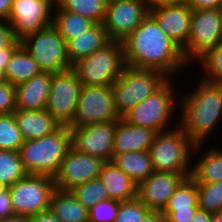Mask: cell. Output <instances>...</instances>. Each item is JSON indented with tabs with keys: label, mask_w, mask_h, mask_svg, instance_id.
I'll list each match as a JSON object with an SVG mask.
<instances>
[{
	"label": "cell",
	"mask_w": 222,
	"mask_h": 222,
	"mask_svg": "<svg viewBox=\"0 0 222 222\" xmlns=\"http://www.w3.org/2000/svg\"><path fill=\"white\" fill-rule=\"evenodd\" d=\"M166 222H191L196 211H161Z\"/></svg>",
	"instance_id": "41"
},
{
	"label": "cell",
	"mask_w": 222,
	"mask_h": 222,
	"mask_svg": "<svg viewBox=\"0 0 222 222\" xmlns=\"http://www.w3.org/2000/svg\"><path fill=\"white\" fill-rule=\"evenodd\" d=\"M195 143L176 124L175 128L156 133L150 146L152 167L156 172H171L191 176Z\"/></svg>",
	"instance_id": "4"
},
{
	"label": "cell",
	"mask_w": 222,
	"mask_h": 222,
	"mask_svg": "<svg viewBox=\"0 0 222 222\" xmlns=\"http://www.w3.org/2000/svg\"><path fill=\"white\" fill-rule=\"evenodd\" d=\"M212 222H222V211L212 213Z\"/></svg>",
	"instance_id": "50"
},
{
	"label": "cell",
	"mask_w": 222,
	"mask_h": 222,
	"mask_svg": "<svg viewBox=\"0 0 222 222\" xmlns=\"http://www.w3.org/2000/svg\"><path fill=\"white\" fill-rule=\"evenodd\" d=\"M70 147V127L60 126L42 138L24 141L19 153L28 174L54 178Z\"/></svg>",
	"instance_id": "3"
},
{
	"label": "cell",
	"mask_w": 222,
	"mask_h": 222,
	"mask_svg": "<svg viewBox=\"0 0 222 222\" xmlns=\"http://www.w3.org/2000/svg\"><path fill=\"white\" fill-rule=\"evenodd\" d=\"M142 222H166V217L161 211L150 210L143 218Z\"/></svg>",
	"instance_id": "45"
},
{
	"label": "cell",
	"mask_w": 222,
	"mask_h": 222,
	"mask_svg": "<svg viewBox=\"0 0 222 222\" xmlns=\"http://www.w3.org/2000/svg\"><path fill=\"white\" fill-rule=\"evenodd\" d=\"M222 41V12L220 8L192 10L190 35L182 50L191 66L205 52ZM192 63V64H191Z\"/></svg>",
	"instance_id": "10"
},
{
	"label": "cell",
	"mask_w": 222,
	"mask_h": 222,
	"mask_svg": "<svg viewBox=\"0 0 222 222\" xmlns=\"http://www.w3.org/2000/svg\"><path fill=\"white\" fill-rule=\"evenodd\" d=\"M50 211L60 222H88L89 211L70 191L56 189L51 197Z\"/></svg>",
	"instance_id": "25"
},
{
	"label": "cell",
	"mask_w": 222,
	"mask_h": 222,
	"mask_svg": "<svg viewBox=\"0 0 222 222\" xmlns=\"http://www.w3.org/2000/svg\"><path fill=\"white\" fill-rule=\"evenodd\" d=\"M102 23H95L90 29L67 42V54L73 65L80 59L90 56L110 42Z\"/></svg>",
	"instance_id": "24"
},
{
	"label": "cell",
	"mask_w": 222,
	"mask_h": 222,
	"mask_svg": "<svg viewBox=\"0 0 222 222\" xmlns=\"http://www.w3.org/2000/svg\"><path fill=\"white\" fill-rule=\"evenodd\" d=\"M121 42L126 66L157 70L169 78L179 76L184 68L189 71L182 49L150 14Z\"/></svg>",
	"instance_id": "1"
},
{
	"label": "cell",
	"mask_w": 222,
	"mask_h": 222,
	"mask_svg": "<svg viewBox=\"0 0 222 222\" xmlns=\"http://www.w3.org/2000/svg\"><path fill=\"white\" fill-rule=\"evenodd\" d=\"M71 146L79 152L111 161L116 121L71 127Z\"/></svg>",
	"instance_id": "15"
},
{
	"label": "cell",
	"mask_w": 222,
	"mask_h": 222,
	"mask_svg": "<svg viewBox=\"0 0 222 222\" xmlns=\"http://www.w3.org/2000/svg\"><path fill=\"white\" fill-rule=\"evenodd\" d=\"M150 210L136 197L120 202L114 222H142Z\"/></svg>",
	"instance_id": "36"
},
{
	"label": "cell",
	"mask_w": 222,
	"mask_h": 222,
	"mask_svg": "<svg viewBox=\"0 0 222 222\" xmlns=\"http://www.w3.org/2000/svg\"><path fill=\"white\" fill-rule=\"evenodd\" d=\"M52 73L41 72L16 85V108L22 110H45L51 87Z\"/></svg>",
	"instance_id": "19"
},
{
	"label": "cell",
	"mask_w": 222,
	"mask_h": 222,
	"mask_svg": "<svg viewBox=\"0 0 222 222\" xmlns=\"http://www.w3.org/2000/svg\"><path fill=\"white\" fill-rule=\"evenodd\" d=\"M168 79L169 77L157 70L125 66L119 78L111 85L116 112L122 117Z\"/></svg>",
	"instance_id": "6"
},
{
	"label": "cell",
	"mask_w": 222,
	"mask_h": 222,
	"mask_svg": "<svg viewBox=\"0 0 222 222\" xmlns=\"http://www.w3.org/2000/svg\"><path fill=\"white\" fill-rule=\"evenodd\" d=\"M119 205L120 201L109 198L98 202L88 209V222H114Z\"/></svg>",
	"instance_id": "37"
},
{
	"label": "cell",
	"mask_w": 222,
	"mask_h": 222,
	"mask_svg": "<svg viewBox=\"0 0 222 222\" xmlns=\"http://www.w3.org/2000/svg\"><path fill=\"white\" fill-rule=\"evenodd\" d=\"M111 86H82L71 127L118 121Z\"/></svg>",
	"instance_id": "12"
},
{
	"label": "cell",
	"mask_w": 222,
	"mask_h": 222,
	"mask_svg": "<svg viewBox=\"0 0 222 222\" xmlns=\"http://www.w3.org/2000/svg\"><path fill=\"white\" fill-rule=\"evenodd\" d=\"M98 178L105 186L109 199L123 202L137 197V184L111 161L103 164Z\"/></svg>",
	"instance_id": "23"
},
{
	"label": "cell",
	"mask_w": 222,
	"mask_h": 222,
	"mask_svg": "<svg viewBox=\"0 0 222 222\" xmlns=\"http://www.w3.org/2000/svg\"><path fill=\"white\" fill-rule=\"evenodd\" d=\"M199 209L210 213L222 211V180L214 183H197Z\"/></svg>",
	"instance_id": "34"
},
{
	"label": "cell",
	"mask_w": 222,
	"mask_h": 222,
	"mask_svg": "<svg viewBox=\"0 0 222 222\" xmlns=\"http://www.w3.org/2000/svg\"><path fill=\"white\" fill-rule=\"evenodd\" d=\"M27 174L18 151L0 150L1 182L10 187Z\"/></svg>",
	"instance_id": "32"
},
{
	"label": "cell",
	"mask_w": 222,
	"mask_h": 222,
	"mask_svg": "<svg viewBox=\"0 0 222 222\" xmlns=\"http://www.w3.org/2000/svg\"><path fill=\"white\" fill-rule=\"evenodd\" d=\"M149 14L182 50L186 47L190 35L192 9L185 2L150 6Z\"/></svg>",
	"instance_id": "17"
},
{
	"label": "cell",
	"mask_w": 222,
	"mask_h": 222,
	"mask_svg": "<svg viewBox=\"0 0 222 222\" xmlns=\"http://www.w3.org/2000/svg\"><path fill=\"white\" fill-rule=\"evenodd\" d=\"M37 62L32 58L22 44L14 51L4 71L6 81L18 85L40 74Z\"/></svg>",
	"instance_id": "27"
},
{
	"label": "cell",
	"mask_w": 222,
	"mask_h": 222,
	"mask_svg": "<svg viewBox=\"0 0 222 222\" xmlns=\"http://www.w3.org/2000/svg\"><path fill=\"white\" fill-rule=\"evenodd\" d=\"M174 79L169 78L158 90L130 109L122 118L132 125L148 127L157 133L175 128L171 126L176 124L172 120L176 115V106H179L177 101L179 102L180 94H176Z\"/></svg>",
	"instance_id": "5"
},
{
	"label": "cell",
	"mask_w": 222,
	"mask_h": 222,
	"mask_svg": "<svg viewBox=\"0 0 222 222\" xmlns=\"http://www.w3.org/2000/svg\"><path fill=\"white\" fill-rule=\"evenodd\" d=\"M121 41L111 40L103 48L73 64L83 86H111L125 67Z\"/></svg>",
	"instance_id": "7"
},
{
	"label": "cell",
	"mask_w": 222,
	"mask_h": 222,
	"mask_svg": "<svg viewBox=\"0 0 222 222\" xmlns=\"http://www.w3.org/2000/svg\"><path fill=\"white\" fill-rule=\"evenodd\" d=\"M193 90L179 96V126L195 144H204L222 120V84L200 79ZM217 127V128H216ZM209 136V137H208ZM204 142V143H203Z\"/></svg>",
	"instance_id": "2"
},
{
	"label": "cell",
	"mask_w": 222,
	"mask_h": 222,
	"mask_svg": "<svg viewBox=\"0 0 222 222\" xmlns=\"http://www.w3.org/2000/svg\"><path fill=\"white\" fill-rule=\"evenodd\" d=\"M197 183L191 178H185L169 198L162 211H197Z\"/></svg>",
	"instance_id": "29"
},
{
	"label": "cell",
	"mask_w": 222,
	"mask_h": 222,
	"mask_svg": "<svg viewBox=\"0 0 222 222\" xmlns=\"http://www.w3.org/2000/svg\"><path fill=\"white\" fill-rule=\"evenodd\" d=\"M21 40H18L10 23L7 20L0 19V49L7 47H19Z\"/></svg>",
	"instance_id": "39"
},
{
	"label": "cell",
	"mask_w": 222,
	"mask_h": 222,
	"mask_svg": "<svg viewBox=\"0 0 222 222\" xmlns=\"http://www.w3.org/2000/svg\"><path fill=\"white\" fill-rule=\"evenodd\" d=\"M118 1H125V0H105L107 5L113 2H118Z\"/></svg>",
	"instance_id": "52"
},
{
	"label": "cell",
	"mask_w": 222,
	"mask_h": 222,
	"mask_svg": "<svg viewBox=\"0 0 222 222\" xmlns=\"http://www.w3.org/2000/svg\"><path fill=\"white\" fill-rule=\"evenodd\" d=\"M17 48L18 47H7L4 49H0V83L6 82L4 71L14 51Z\"/></svg>",
	"instance_id": "42"
},
{
	"label": "cell",
	"mask_w": 222,
	"mask_h": 222,
	"mask_svg": "<svg viewBox=\"0 0 222 222\" xmlns=\"http://www.w3.org/2000/svg\"><path fill=\"white\" fill-rule=\"evenodd\" d=\"M156 133L151 128L132 125L121 117L116 121L113 154L149 151Z\"/></svg>",
	"instance_id": "20"
},
{
	"label": "cell",
	"mask_w": 222,
	"mask_h": 222,
	"mask_svg": "<svg viewBox=\"0 0 222 222\" xmlns=\"http://www.w3.org/2000/svg\"><path fill=\"white\" fill-rule=\"evenodd\" d=\"M186 177L180 173L154 171L137 185V198L152 211H162Z\"/></svg>",
	"instance_id": "18"
},
{
	"label": "cell",
	"mask_w": 222,
	"mask_h": 222,
	"mask_svg": "<svg viewBox=\"0 0 222 222\" xmlns=\"http://www.w3.org/2000/svg\"><path fill=\"white\" fill-rule=\"evenodd\" d=\"M194 64H199L200 70L203 68L202 80L222 84V41L199 57L193 67Z\"/></svg>",
	"instance_id": "31"
},
{
	"label": "cell",
	"mask_w": 222,
	"mask_h": 222,
	"mask_svg": "<svg viewBox=\"0 0 222 222\" xmlns=\"http://www.w3.org/2000/svg\"><path fill=\"white\" fill-rule=\"evenodd\" d=\"M30 222H60L50 209L30 216Z\"/></svg>",
	"instance_id": "44"
},
{
	"label": "cell",
	"mask_w": 222,
	"mask_h": 222,
	"mask_svg": "<svg viewBox=\"0 0 222 222\" xmlns=\"http://www.w3.org/2000/svg\"><path fill=\"white\" fill-rule=\"evenodd\" d=\"M7 188V186L0 181V192H3L5 189Z\"/></svg>",
	"instance_id": "51"
},
{
	"label": "cell",
	"mask_w": 222,
	"mask_h": 222,
	"mask_svg": "<svg viewBox=\"0 0 222 222\" xmlns=\"http://www.w3.org/2000/svg\"><path fill=\"white\" fill-rule=\"evenodd\" d=\"M24 141L14 113L0 115V150L19 152Z\"/></svg>",
	"instance_id": "33"
},
{
	"label": "cell",
	"mask_w": 222,
	"mask_h": 222,
	"mask_svg": "<svg viewBox=\"0 0 222 222\" xmlns=\"http://www.w3.org/2000/svg\"><path fill=\"white\" fill-rule=\"evenodd\" d=\"M0 222H30V217L25 215L14 214Z\"/></svg>",
	"instance_id": "48"
},
{
	"label": "cell",
	"mask_w": 222,
	"mask_h": 222,
	"mask_svg": "<svg viewBox=\"0 0 222 222\" xmlns=\"http://www.w3.org/2000/svg\"><path fill=\"white\" fill-rule=\"evenodd\" d=\"M21 44L42 72L59 73L73 67L67 54V42L53 25L26 35Z\"/></svg>",
	"instance_id": "8"
},
{
	"label": "cell",
	"mask_w": 222,
	"mask_h": 222,
	"mask_svg": "<svg viewBox=\"0 0 222 222\" xmlns=\"http://www.w3.org/2000/svg\"><path fill=\"white\" fill-rule=\"evenodd\" d=\"M111 162L137 185L154 172L149 151L113 154Z\"/></svg>",
	"instance_id": "26"
},
{
	"label": "cell",
	"mask_w": 222,
	"mask_h": 222,
	"mask_svg": "<svg viewBox=\"0 0 222 222\" xmlns=\"http://www.w3.org/2000/svg\"><path fill=\"white\" fill-rule=\"evenodd\" d=\"M215 146V147H214ZM218 145L207 147L203 151V144H195L193 156L198 155L192 163L191 178L196 183H214L222 180V148ZM201 153V154H199ZM197 159V160H196Z\"/></svg>",
	"instance_id": "21"
},
{
	"label": "cell",
	"mask_w": 222,
	"mask_h": 222,
	"mask_svg": "<svg viewBox=\"0 0 222 222\" xmlns=\"http://www.w3.org/2000/svg\"><path fill=\"white\" fill-rule=\"evenodd\" d=\"M147 0H125L107 5L103 26L110 40H124L149 14Z\"/></svg>",
	"instance_id": "14"
},
{
	"label": "cell",
	"mask_w": 222,
	"mask_h": 222,
	"mask_svg": "<svg viewBox=\"0 0 222 222\" xmlns=\"http://www.w3.org/2000/svg\"><path fill=\"white\" fill-rule=\"evenodd\" d=\"M16 85L9 82L0 83V115L16 110Z\"/></svg>",
	"instance_id": "38"
},
{
	"label": "cell",
	"mask_w": 222,
	"mask_h": 222,
	"mask_svg": "<svg viewBox=\"0 0 222 222\" xmlns=\"http://www.w3.org/2000/svg\"><path fill=\"white\" fill-rule=\"evenodd\" d=\"M191 222H212V213L198 209Z\"/></svg>",
	"instance_id": "46"
},
{
	"label": "cell",
	"mask_w": 222,
	"mask_h": 222,
	"mask_svg": "<svg viewBox=\"0 0 222 222\" xmlns=\"http://www.w3.org/2000/svg\"><path fill=\"white\" fill-rule=\"evenodd\" d=\"M13 0H0V19L7 20Z\"/></svg>",
	"instance_id": "47"
},
{
	"label": "cell",
	"mask_w": 222,
	"mask_h": 222,
	"mask_svg": "<svg viewBox=\"0 0 222 222\" xmlns=\"http://www.w3.org/2000/svg\"><path fill=\"white\" fill-rule=\"evenodd\" d=\"M82 86L72 68L52 73L46 110L59 125L69 127L72 124Z\"/></svg>",
	"instance_id": "11"
},
{
	"label": "cell",
	"mask_w": 222,
	"mask_h": 222,
	"mask_svg": "<svg viewBox=\"0 0 222 222\" xmlns=\"http://www.w3.org/2000/svg\"><path fill=\"white\" fill-rule=\"evenodd\" d=\"M104 163L101 158L79 152L71 146L53 178L56 189L70 191L98 178Z\"/></svg>",
	"instance_id": "16"
},
{
	"label": "cell",
	"mask_w": 222,
	"mask_h": 222,
	"mask_svg": "<svg viewBox=\"0 0 222 222\" xmlns=\"http://www.w3.org/2000/svg\"><path fill=\"white\" fill-rule=\"evenodd\" d=\"M8 189L14 214L30 217L49 209L56 186L53 177L27 174Z\"/></svg>",
	"instance_id": "9"
},
{
	"label": "cell",
	"mask_w": 222,
	"mask_h": 222,
	"mask_svg": "<svg viewBox=\"0 0 222 222\" xmlns=\"http://www.w3.org/2000/svg\"><path fill=\"white\" fill-rule=\"evenodd\" d=\"M94 24L91 19L62 10L55 4L52 25L66 42L87 31Z\"/></svg>",
	"instance_id": "28"
},
{
	"label": "cell",
	"mask_w": 222,
	"mask_h": 222,
	"mask_svg": "<svg viewBox=\"0 0 222 222\" xmlns=\"http://www.w3.org/2000/svg\"><path fill=\"white\" fill-rule=\"evenodd\" d=\"M55 0H13L9 17L18 40L52 25Z\"/></svg>",
	"instance_id": "13"
},
{
	"label": "cell",
	"mask_w": 222,
	"mask_h": 222,
	"mask_svg": "<svg viewBox=\"0 0 222 222\" xmlns=\"http://www.w3.org/2000/svg\"><path fill=\"white\" fill-rule=\"evenodd\" d=\"M70 192L88 209L109 198L105 186L99 178L78 185L71 189Z\"/></svg>",
	"instance_id": "35"
},
{
	"label": "cell",
	"mask_w": 222,
	"mask_h": 222,
	"mask_svg": "<svg viewBox=\"0 0 222 222\" xmlns=\"http://www.w3.org/2000/svg\"><path fill=\"white\" fill-rule=\"evenodd\" d=\"M12 215H14V210L7 187L3 192H0V220H4Z\"/></svg>",
	"instance_id": "40"
},
{
	"label": "cell",
	"mask_w": 222,
	"mask_h": 222,
	"mask_svg": "<svg viewBox=\"0 0 222 222\" xmlns=\"http://www.w3.org/2000/svg\"><path fill=\"white\" fill-rule=\"evenodd\" d=\"M149 6L160 5V4H171V3H182L185 0H147Z\"/></svg>",
	"instance_id": "49"
},
{
	"label": "cell",
	"mask_w": 222,
	"mask_h": 222,
	"mask_svg": "<svg viewBox=\"0 0 222 222\" xmlns=\"http://www.w3.org/2000/svg\"><path fill=\"white\" fill-rule=\"evenodd\" d=\"M13 113L25 141L42 138L53 133L61 126L53 119L46 109H16Z\"/></svg>",
	"instance_id": "22"
},
{
	"label": "cell",
	"mask_w": 222,
	"mask_h": 222,
	"mask_svg": "<svg viewBox=\"0 0 222 222\" xmlns=\"http://www.w3.org/2000/svg\"><path fill=\"white\" fill-rule=\"evenodd\" d=\"M55 3L60 9L89 18L95 23H103L107 9L105 0H55Z\"/></svg>",
	"instance_id": "30"
},
{
	"label": "cell",
	"mask_w": 222,
	"mask_h": 222,
	"mask_svg": "<svg viewBox=\"0 0 222 222\" xmlns=\"http://www.w3.org/2000/svg\"><path fill=\"white\" fill-rule=\"evenodd\" d=\"M192 10L220 8L222 0H185Z\"/></svg>",
	"instance_id": "43"
}]
</instances>
